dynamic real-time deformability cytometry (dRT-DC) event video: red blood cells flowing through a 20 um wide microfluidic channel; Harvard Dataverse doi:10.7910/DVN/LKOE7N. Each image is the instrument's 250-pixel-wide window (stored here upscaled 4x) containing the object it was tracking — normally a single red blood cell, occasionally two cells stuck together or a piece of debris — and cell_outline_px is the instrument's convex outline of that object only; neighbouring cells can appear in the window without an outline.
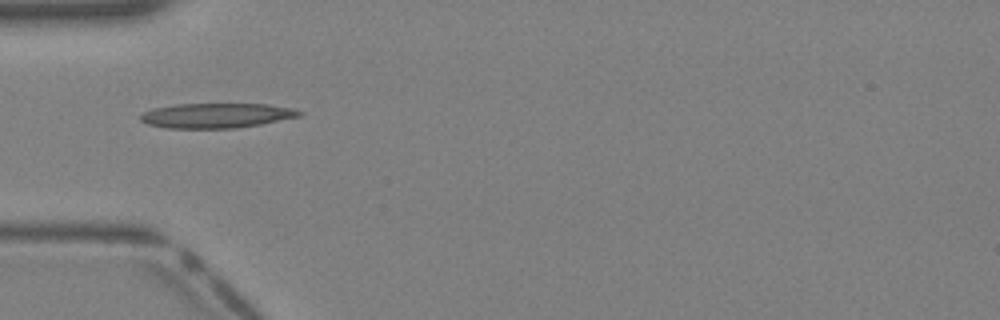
{"species": "Egyptian fruit bat (a non-hibernating species)", "species_latin": "Rousettus aegyptiacus", "temperature_condition": "warm", "stored_images_in_passage": 27, "camera_frame_rate_fps": 3000, "um_per_image_px": 0.085, "animal": {"sex": "female"}, "frame": {"image": 1, "passage_image": 1, "time_ms": 0.0, "image_size_px": [1000, 320], "cell_outline_px": [[304, 112], [300, 116], [260, 124], [236, 128], [164, 128], [148, 124], [140, 120], [140, 112], [152, 108], [176, 104], [268, 104], [296, 108]], "centroid_in_image_um": [18.38, 9.81], "position_along_channel_um": 66.6, "area_um2": 23.18}}
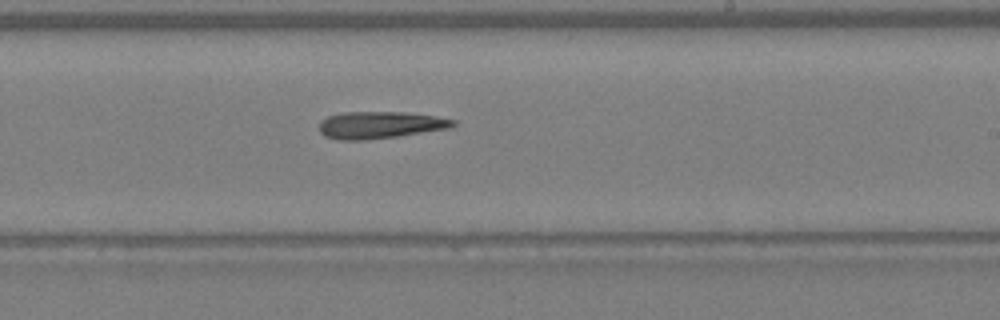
{"frame": {"image": 2, "passage_image": 12, "time_ms": 3.667, "image_size_px": [1000, 320], "cell_outline_px": [[456, 124], [448, 128], [396, 136], [368, 140], [340, 140], [324, 136], [320, 132], [320, 120], [328, 116], [344, 112], [408, 112], [436, 116], [456, 120]], "centroid_in_image_um": [32.28, 10.62], "position_along_channel_um": 256.7, "area_um2": 21.04}}
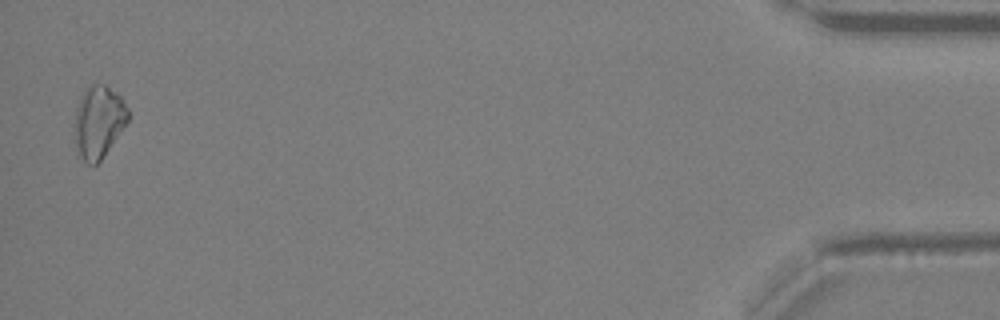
{"frame": {"image": 3, "passage_image": 27, "time_ms": 8.667, "image_size_px": [1000, 320], "cell_outline_px": [[128, 120], [100, 160], [96, 164], [88, 164], [76, 156], [76, 108], [80, 96], [92, 84], [104, 84], [120, 96], [128, 108]], "centroid_in_image_um": [8.36, 10.36], "position_along_channel_um": 426.8, "area_um2": 22.02}}